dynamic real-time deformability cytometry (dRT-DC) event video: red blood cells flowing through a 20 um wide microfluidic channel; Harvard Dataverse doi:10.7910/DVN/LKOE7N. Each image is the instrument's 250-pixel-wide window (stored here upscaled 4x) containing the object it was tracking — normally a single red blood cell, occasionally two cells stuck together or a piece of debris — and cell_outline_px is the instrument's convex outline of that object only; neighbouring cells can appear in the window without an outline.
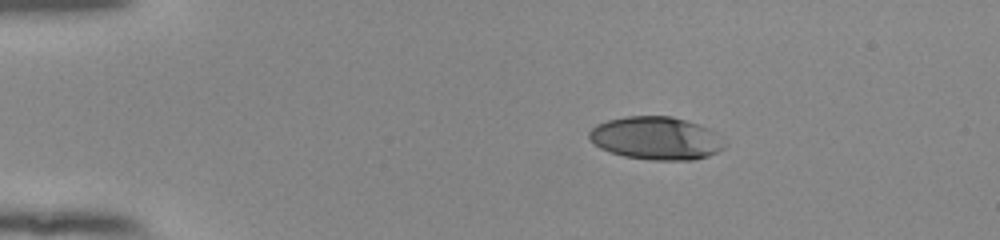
{"species": "human", "species_latin": "Homo sapiens", "temperature_condition": "room temperature", "stored_images_in_passage": 45, "camera_frame_rate_fps": 3000, "um_per_image_px": 0.085, "donor": {"sex": "female"}, "frame": {"image": 1, "passage_image": 1, "time_ms": 0.0, "image_size_px": [1000, 240], "cell_outline_px": [[724, 148], [708, 156], [692, 160], [652, 160], [624, 156], [600, 148], [588, 136], [588, 132], [596, 124], [608, 120], [624, 116], [672, 116], [700, 124], [716, 132], [720, 136], [724, 144]], "centroid_in_image_um": [55.78, 11.74], "position_along_channel_um": 29.2, "area_um2": 33.87}}
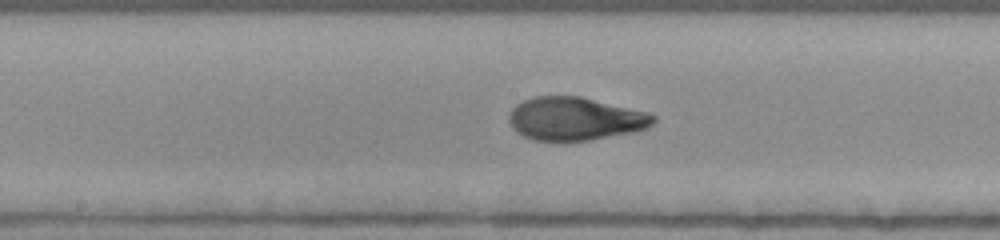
{"frame": {"image": 2, "passage_image": 20, "time_ms": 6.333, "image_size_px": [1000, 240], "cell_outline_px": [[656, 120], [648, 128], [632, 132], [588, 140], [532, 140], [516, 132], [512, 128], [508, 120], [508, 116], [512, 108], [516, 104], [532, 96], [580, 96], [648, 112], [656, 116]], "centroid_in_image_um": [48.86, 10.08], "position_along_channel_um": 199.3, "area_um2": 36.3}}
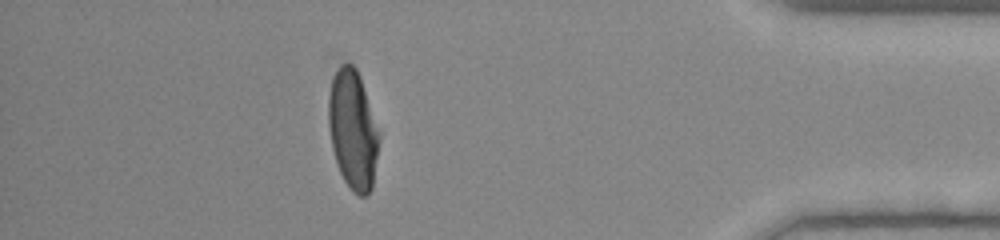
{"frame": {"image": 3, "passage_image": 39, "time_ms": 12.667, "image_size_px": [1000, 240], "cell_outline_px": [[380, 140], [372, 188], [368, 196], [360, 196], [352, 192], [344, 180], [336, 164], [332, 148], [328, 128], [328, 96], [332, 80], [336, 68], [340, 64], [352, 64], [356, 68], [380, 136]], "centroid_in_image_um": [29.97, 11.08], "position_along_channel_um": 405.2, "area_um2": 35.03}, "authors_computed_cell_mechanics": {"area_um2": 36.0672, "velocity_mm_per_s": 3.8701, "shape_relaxation_time_tau1_ms": 6.3467, "shape_relaxation_time_tau2_ms": 0.8286, "deformation_change_tau1": 0.2535, "deformation_change_tau2": 0.061}}